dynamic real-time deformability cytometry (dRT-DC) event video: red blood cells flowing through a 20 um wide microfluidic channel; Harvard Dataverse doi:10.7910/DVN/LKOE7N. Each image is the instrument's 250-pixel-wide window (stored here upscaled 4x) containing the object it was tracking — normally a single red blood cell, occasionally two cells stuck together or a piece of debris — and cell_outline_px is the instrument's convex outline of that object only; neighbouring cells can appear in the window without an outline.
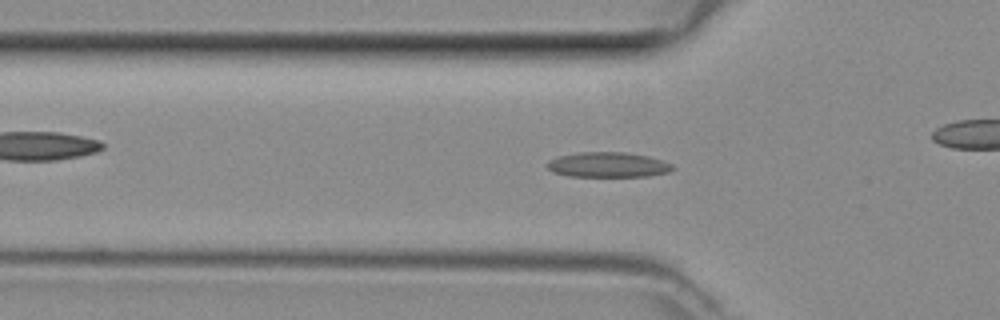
{"species": "common noctule bat (a hibernating species)", "species_latin": "Nyctalus noctula", "temperature_condition": "room temperature", "stored_images_in_passage": 38, "camera_frame_rate_fps": 3000, "um_per_image_px": 0.085, "animal": {"sex": "female", "body_mass_g": 29.2, "forearm_length_mm": 56.3}, "frame": {"image": 1, "passage_image": 9, "time_ms": 2.667, "image_size_px": [1000, 320], "cell_outline_px": [[676, 168], [668, 172], [648, 176], [568, 176], [552, 172], [548, 168], [548, 160], [560, 156], [580, 152], [624, 152], [648, 156], [672, 164]], "centroid_in_image_um": [51.68, 14.0], "position_along_channel_um": 74.1, "area_um2": 18.21}}
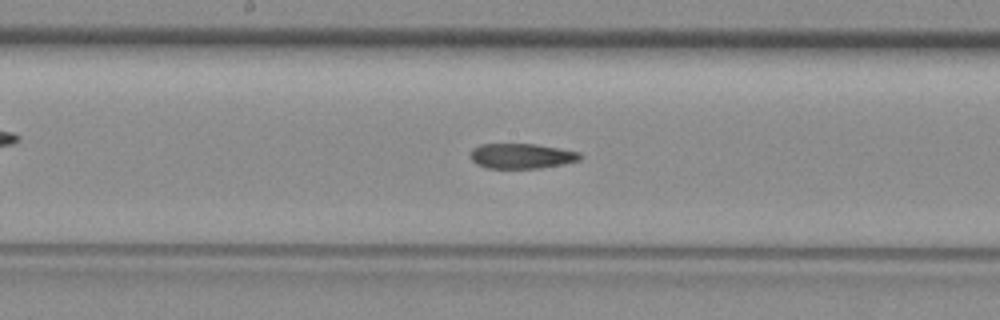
{"frame": {"image": 2, "passage_image": 18, "time_ms": 5.667, "image_size_px": [1000, 320], "cell_outline_px": [[584, 156], [580, 160], [564, 164], [540, 168], [488, 168], [476, 164], [472, 160], [472, 148], [480, 144], [536, 144], [560, 148], [580, 152]], "centroid_in_image_um": [44.38, 13.26], "position_along_channel_um": 203.8, "area_um2": 16.13}}
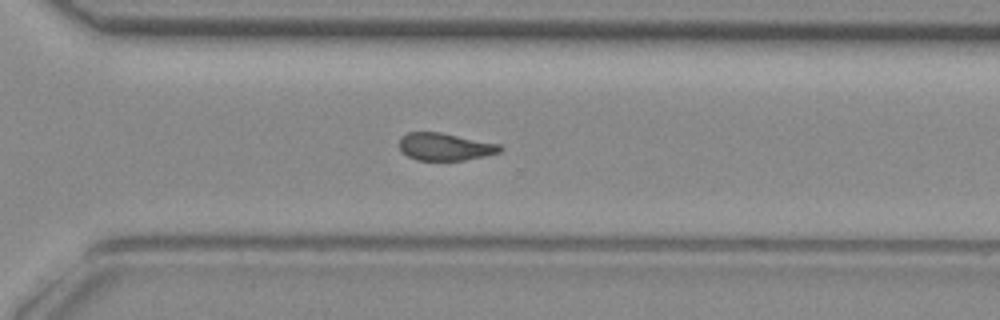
{"frame": {"image": 3, "passage_image": 27, "time_ms": 8.667, "image_size_px": [1000, 320], "cell_outline_px": [[504, 148], [500, 152], [484, 156], [464, 160], [416, 160], [408, 156], [400, 148], [400, 136], [408, 132], [440, 132], [500, 144]], "centroid_in_image_um": [37.84, 12.47], "position_along_channel_um": 332.8, "area_um2": 16.07}}